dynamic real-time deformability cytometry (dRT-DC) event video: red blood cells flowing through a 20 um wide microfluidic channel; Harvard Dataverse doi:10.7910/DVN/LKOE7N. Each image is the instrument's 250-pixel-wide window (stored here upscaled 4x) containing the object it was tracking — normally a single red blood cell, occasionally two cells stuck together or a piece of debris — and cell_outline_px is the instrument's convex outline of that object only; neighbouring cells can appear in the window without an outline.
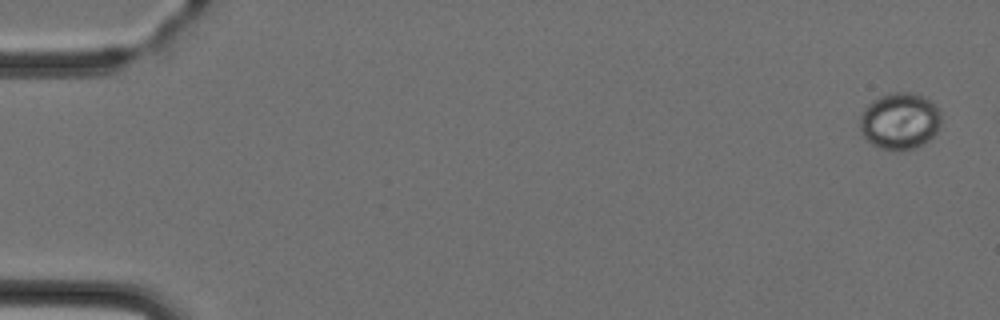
{"species": "Egyptian fruit bat (a non-hibernating species)", "species_latin": "Rousettus aegyptiacus", "temperature_condition": "cold", "stored_images_in_passage": 5, "camera_frame_rate_fps": 3000, "um_per_image_px": 0.085, "animal": {"sex": "female"}, "frame": {"image": 1, "passage_image": 1, "time_ms": 0.0, "image_size_px": [1000, 320], "cell_outline_px": [[940, 128], [928, 140], [912, 148], [880, 148], [872, 144], [860, 132], [860, 112], [872, 100], [888, 92], [912, 92], [924, 96], [936, 104], [940, 108]], "centroid_in_image_um": [76.48, 10.22], "position_along_channel_um": 8.5, "area_um2": 26.76}}